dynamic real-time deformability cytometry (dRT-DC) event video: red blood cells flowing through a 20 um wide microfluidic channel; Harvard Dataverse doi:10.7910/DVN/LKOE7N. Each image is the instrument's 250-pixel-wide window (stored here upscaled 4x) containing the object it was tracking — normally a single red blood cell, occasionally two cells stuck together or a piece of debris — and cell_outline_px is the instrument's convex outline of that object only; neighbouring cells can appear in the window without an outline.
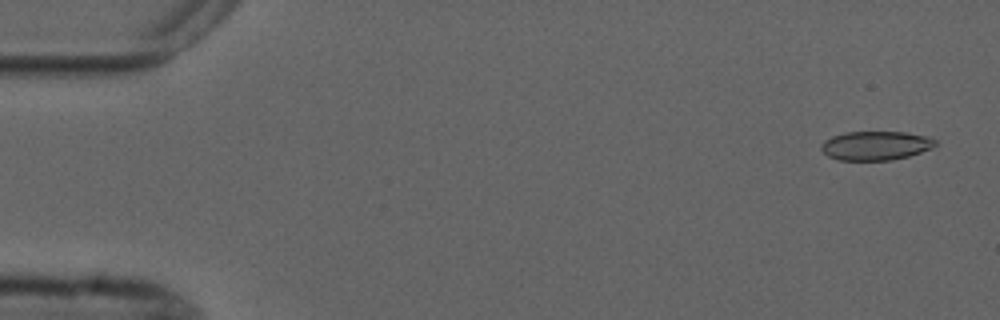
{"species": "common noctule bat (a hibernating species)", "species_latin": "Nyctalus noctula", "temperature_condition": "cold", "stored_images_in_passage": 4, "camera_frame_rate_fps": 3000, "um_per_image_px": 0.085, "animal": {"sex": "male", "forearm_length_mm": 52.5}, "frame": {"image": 1, "passage_image": 1, "time_ms": 0.0, "image_size_px": [1000, 320], "cell_outline_px": [[936, 144], [932, 148], [908, 156], [892, 160], [840, 160], [828, 156], [820, 148], [820, 144], [824, 140], [832, 136], [844, 132], [904, 132], [932, 136], [936, 140]], "centroid_in_image_um": [74.44, 12.37], "position_along_channel_um": 10.6, "area_um2": 19.42}}